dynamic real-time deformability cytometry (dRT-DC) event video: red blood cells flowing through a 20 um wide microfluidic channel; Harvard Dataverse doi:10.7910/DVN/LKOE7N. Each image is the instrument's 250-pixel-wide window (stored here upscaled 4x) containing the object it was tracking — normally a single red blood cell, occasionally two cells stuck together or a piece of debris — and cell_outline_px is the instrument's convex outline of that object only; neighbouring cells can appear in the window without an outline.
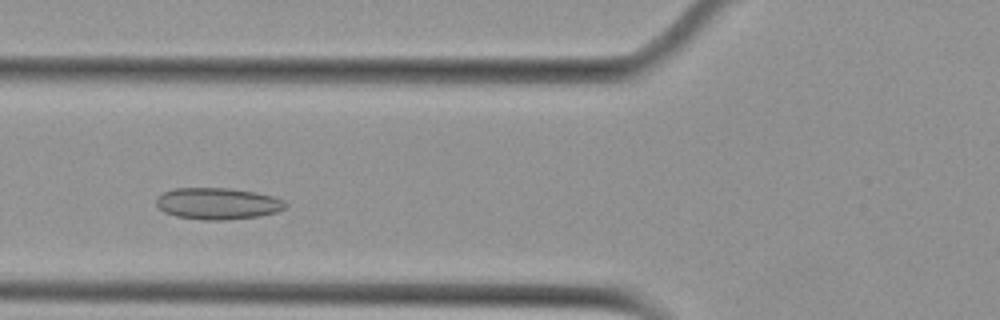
{"species": "Egyptian fruit bat (a non-hibernating species)", "species_latin": "Rousettus aegyptiacus", "temperature_condition": "cold", "stored_images_in_passage": 44, "camera_frame_rate_fps": 3000, "um_per_image_px": 0.085, "animal": {"sex": "female"}, "frame": {"image": 1, "passage_image": 11, "time_ms": 3.333, "image_size_px": [1000, 320], "cell_outline_px": [[288, 204], [284, 208], [276, 212], [260, 216], [224, 220], [204, 220], [176, 216], [164, 212], [156, 204], [156, 196], [164, 192], [176, 188], [228, 188], [256, 192], [272, 196], [284, 200]], "centroid_in_image_um": [18.5, 17.3], "position_along_channel_um": 107.3, "area_um2": 23.81}}
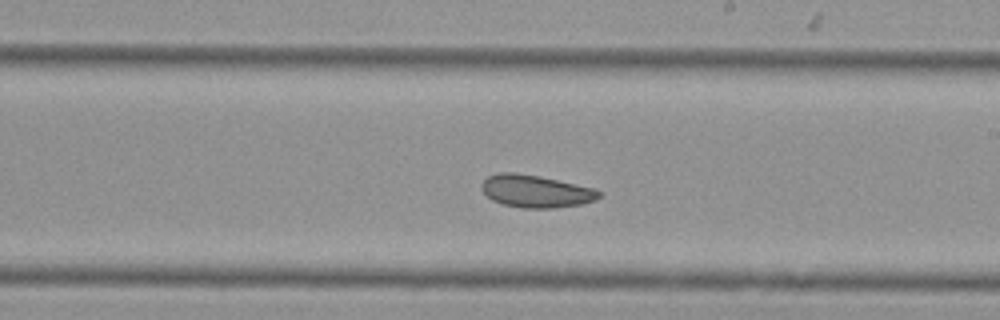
{"frame": {"image": 2, "passage_image": 22, "time_ms": 7.0, "image_size_px": [1000, 320], "cell_outline_px": [[600, 196], [596, 200], [580, 204], [552, 208], [520, 208], [504, 204], [492, 200], [480, 188], [480, 184], [488, 176], [500, 172], [516, 172], [540, 176], [596, 188], [600, 192]], "centroid_in_image_um": [45.53, 16.24], "position_along_channel_um": 243.5, "area_um2": 22.31}}
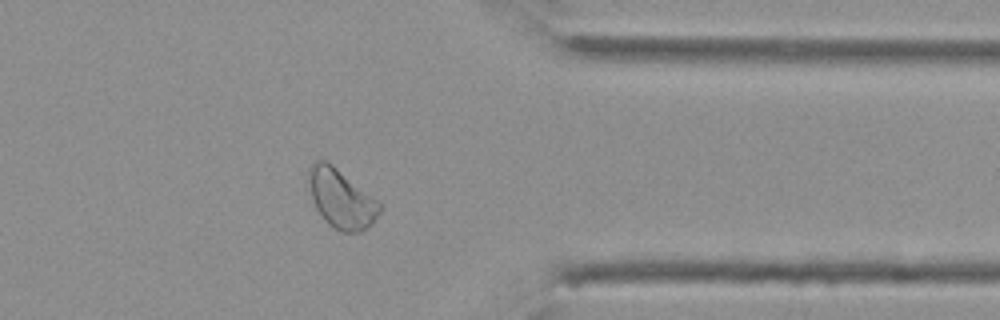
{"frame": {"image": 3, "passage_image": 34, "time_ms": 11.0, "image_size_px": [1000, 320], "cell_outline_px": [[380, 212], [372, 224], [360, 232], [344, 232], [328, 224], [324, 220], [316, 208], [308, 184], [308, 168], [312, 160], [324, 160], [332, 164], [380, 200]], "centroid_in_image_um": [29.01, 16.86], "position_along_channel_um": 382.4, "area_um2": 24.57}, "authors_computed_cell_mechanics": {"area_um2": 23.7269, "velocity_mm_per_s": 3.7336, "shape_relaxation_time_tau1_ms": 9.6783, "shape_relaxation_time_tau2_ms": 3.695, "deformation_change_tau1": 0.1208, "deformation_change_tau2": 0.0891}}